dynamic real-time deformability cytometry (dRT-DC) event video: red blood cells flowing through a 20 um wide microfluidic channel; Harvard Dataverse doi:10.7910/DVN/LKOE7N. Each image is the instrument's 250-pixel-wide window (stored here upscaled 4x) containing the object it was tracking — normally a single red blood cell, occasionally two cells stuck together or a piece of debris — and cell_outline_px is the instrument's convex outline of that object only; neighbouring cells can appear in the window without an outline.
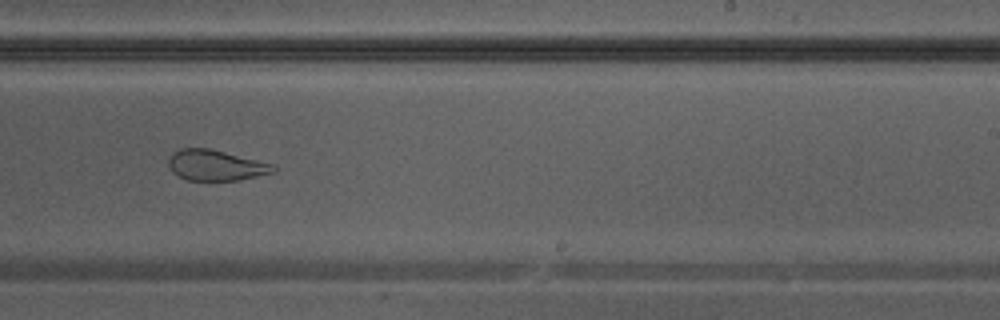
{"species": "Egyptian fruit bat (a non-hibernating species)", "species_latin": "Rousettus aegyptiacus", "temperature_condition": "warm", "stored_images_in_passage": 35, "camera_frame_rate_fps": 3000, "um_per_image_px": 0.085, "animal": {"sex": "male"}, "frame": {"image": 1, "passage_image": 20, "time_ms": 6.333, "image_size_px": [1000, 320], "cell_outline_px": [[276, 172], [240, 180], [188, 180], [172, 172], [168, 168], [168, 160], [172, 152], [180, 148], [208, 148], [276, 164]], "centroid_in_image_um": [18.36, 14.04], "position_along_channel_um": 270.6, "area_um2": 18.9}}
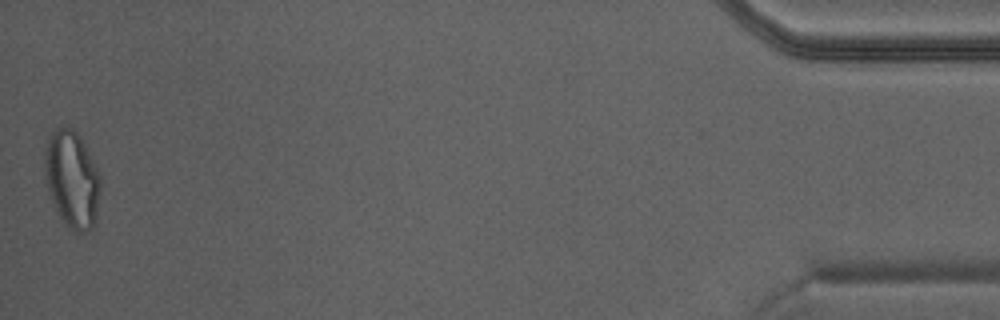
{"frame": {"image": 2, "passage_image": 35, "time_ms": 11.333, "image_size_px": [1000, 320], "cell_outline_px": [[100, 188], [96, 220], [92, 228], [84, 232], [76, 232], [64, 224], [48, 192], [44, 172], [44, 152], [48, 136], [56, 128], [72, 128], [80, 136], [100, 176]], "centroid_in_image_um": [6.1, 15.24], "position_along_channel_um": 429.1, "area_um2": 31.39}}